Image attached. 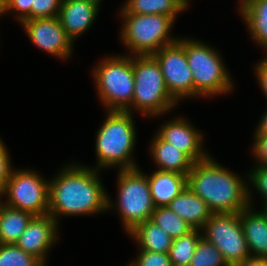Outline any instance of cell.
<instances>
[{
    "label": "cell",
    "mask_w": 267,
    "mask_h": 266,
    "mask_svg": "<svg viewBox=\"0 0 267 266\" xmlns=\"http://www.w3.org/2000/svg\"><path fill=\"white\" fill-rule=\"evenodd\" d=\"M96 168L67 166L49 182V212L60 215H90L112 209Z\"/></svg>",
    "instance_id": "obj_1"
},
{
    "label": "cell",
    "mask_w": 267,
    "mask_h": 266,
    "mask_svg": "<svg viewBox=\"0 0 267 266\" xmlns=\"http://www.w3.org/2000/svg\"><path fill=\"white\" fill-rule=\"evenodd\" d=\"M245 184L211 157L193 163L187 174V186L207 203L212 213H240L251 205Z\"/></svg>",
    "instance_id": "obj_2"
},
{
    "label": "cell",
    "mask_w": 267,
    "mask_h": 266,
    "mask_svg": "<svg viewBox=\"0 0 267 266\" xmlns=\"http://www.w3.org/2000/svg\"><path fill=\"white\" fill-rule=\"evenodd\" d=\"M107 115L96 136V169L114 165H118L120 170L137 168L131 158L136 142L132 113L109 110Z\"/></svg>",
    "instance_id": "obj_3"
},
{
    "label": "cell",
    "mask_w": 267,
    "mask_h": 266,
    "mask_svg": "<svg viewBox=\"0 0 267 266\" xmlns=\"http://www.w3.org/2000/svg\"><path fill=\"white\" fill-rule=\"evenodd\" d=\"M134 96L131 108L144 115H159L178 103L169 93L159 63L152 55H134Z\"/></svg>",
    "instance_id": "obj_4"
},
{
    "label": "cell",
    "mask_w": 267,
    "mask_h": 266,
    "mask_svg": "<svg viewBox=\"0 0 267 266\" xmlns=\"http://www.w3.org/2000/svg\"><path fill=\"white\" fill-rule=\"evenodd\" d=\"M124 18L121 39L135 55H152L178 38H169L174 19L160 14L137 15L121 9Z\"/></svg>",
    "instance_id": "obj_5"
},
{
    "label": "cell",
    "mask_w": 267,
    "mask_h": 266,
    "mask_svg": "<svg viewBox=\"0 0 267 266\" xmlns=\"http://www.w3.org/2000/svg\"><path fill=\"white\" fill-rule=\"evenodd\" d=\"M93 71L99 98L105 107L125 111L134 96L133 57L105 58Z\"/></svg>",
    "instance_id": "obj_6"
},
{
    "label": "cell",
    "mask_w": 267,
    "mask_h": 266,
    "mask_svg": "<svg viewBox=\"0 0 267 266\" xmlns=\"http://www.w3.org/2000/svg\"><path fill=\"white\" fill-rule=\"evenodd\" d=\"M183 48L193 76L194 96L229 92L232 81L217 51L191 39H183Z\"/></svg>",
    "instance_id": "obj_7"
},
{
    "label": "cell",
    "mask_w": 267,
    "mask_h": 266,
    "mask_svg": "<svg viewBox=\"0 0 267 266\" xmlns=\"http://www.w3.org/2000/svg\"><path fill=\"white\" fill-rule=\"evenodd\" d=\"M118 211L125 230L129 233L139 223L151 219L153 203L148 176L137 168L119 170Z\"/></svg>",
    "instance_id": "obj_8"
},
{
    "label": "cell",
    "mask_w": 267,
    "mask_h": 266,
    "mask_svg": "<svg viewBox=\"0 0 267 266\" xmlns=\"http://www.w3.org/2000/svg\"><path fill=\"white\" fill-rule=\"evenodd\" d=\"M202 229L205 232L202 237L222 253L229 266H235L251 257L240 222V213H212Z\"/></svg>",
    "instance_id": "obj_9"
},
{
    "label": "cell",
    "mask_w": 267,
    "mask_h": 266,
    "mask_svg": "<svg viewBox=\"0 0 267 266\" xmlns=\"http://www.w3.org/2000/svg\"><path fill=\"white\" fill-rule=\"evenodd\" d=\"M7 195L5 205L27 211L33 216L49 212V181L31 170H12L7 185L1 192Z\"/></svg>",
    "instance_id": "obj_10"
},
{
    "label": "cell",
    "mask_w": 267,
    "mask_h": 266,
    "mask_svg": "<svg viewBox=\"0 0 267 266\" xmlns=\"http://www.w3.org/2000/svg\"><path fill=\"white\" fill-rule=\"evenodd\" d=\"M159 63L165 85L170 95L179 99L194 96V82L188 60L183 48V40L163 46L152 54Z\"/></svg>",
    "instance_id": "obj_11"
},
{
    "label": "cell",
    "mask_w": 267,
    "mask_h": 266,
    "mask_svg": "<svg viewBox=\"0 0 267 266\" xmlns=\"http://www.w3.org/2000/svg\"><path fill=\"white\" fill-rule=\"evenodd\" d=\"M21 24L39 49L62 59L71 55L73 41L67 36L58 16L25 20Z\"/></svg>",
    "instance_id": "obj_12"
},
{
    "label": "cell",
    "mask_w": 267,
    "mask_h": 266,
    "mask_svg": "<svg viewBox=\"0 0 267 266\" xmlns=\"http://www.w3.org/2000/svg\"><path fill=\"white\" fill-rule=\"evenodd\" d=\"M57 222L50 215L33 216L16 245L23 251L36 257L43 265L46 253L57 239Z\"/></svg>",
    "instance_id": "obj_13"
},
{
    "label": "cell",
    "mask_w": 267,
    "mask_h": 266,
    "mask_svg": "<svg viewBox=\"0 0 267 266\" xmlns=\"http://www.w3.org/2000/svg\"><path fill=\"white\" fill-rule=\"evenodd\" d=\"M163 125L158 135L175 148L184 152L194 163L209 156L202 149V135L184 118H176Z\"/></svg>",
    "instance_id": "obj_14"
},
{
    "label": "cell",
    "mask_w": 267,
    "mask_h": 266,
    "mask_svg": "<svg viewBox=\"0 0 267 266\" xmlns=\"http://www.w3.org/2000/svg\"><path fill=\"white\" fill-rule=\"evenodd\" d=\"M99 6L83 0H62L58 18L67 36L75 38L87 31L98 14Z\"/></svg>",
    "instance_id": "obj_15"
},
{
    "label": "cell",
    "mask_w": 267,
    "mask_h": 266,
    "mask_svg": "<svg viewBox=\"0 0 267 266\" xmlns=\"http://www.w3.org/2000/svg\"><path fill=\"white\" fill-rule=\"evenodd\" d=\"M168 207L193 229L201 230L212 215L207 203L188 186L170 202Z\"/></svg>",
    "instance_id": "obj_16"
},
{
    "label": "cell",
    "mask_w": 267,
    "mask_h": 266,
    "mask_svg": "<svg viewBox=\"0 0 267 266\" xmlns=\"http://www.w3.org/2000/svg\"><path fill=\"white\" fill-rule=\"evenodd\" d=\"M250 205L240 212L245 239L251 257L267 258V217L263 212H253Z\"/></svg>",
    "instance_id": "obj_17"
},
{
    "label": "cell",
    "mask_w": 267,
    "mask_h": 266,
    "mask_svg": "<svg viewBox=\"0 0 267 266\" xmlns=\"http://www.w3.org/2000/svg\"><path fill=\"white\" fill-rule=\"evenodd\" d=\"M148 183L155 207H164L187 186V175L157 170L148 177Z\"/></svg>",
    "instance_id": "obj_18"
},
{
    "label": "cell",
    "mask_w": 267,
    "mask_h": 266,
    "mask_svg": "<svg viewBox=\"0 0 267 266\" xmlns=\"http://www.w3.org/2000/svg\"><path fill=\"white\" fill-rule=\"evenodd\" d=\"M150 151L160 171L176 172L187 175L193 166V161L182 151L155 135Z\"/></svg>",
    "instance_id": "obj_19"
},
{
    "label": "cell",
    "mask_w": 267,
    "mask_h": 266,
    "mask_svg": "<svg viewBox=\"0 0 267 266\" xmlns=\"http://www.w3.org/2000/svg\"><path fill=\"white\" fill-rule=\"evenodd\" d=\"M239 11L254 41L267 49V0H240Z\"/></svg>",
    "instance_id": "obj_20"
},
{
    "label": "cell",
    "mask_w": 267,
    "mask_h": 266,
    "mask_svg": "<svg viewBox=\"0 0 267 266\" xmlns=\"http://www.w3.org/2000/svg\"><path fill=\"white\" fill-rule=\"evenodd\" d=\"M129 235L137 241L141 250L169 253L173 238L151 220L139 223Z\"/></svg>",
    "instance_id": "obj_21"
},
{
    "label": "cell",
    "mask_w": 267,
    "mask_h": 266,
    "mask_svg": "<svg viewBox=\"0 0 267 266\" xmlns=\"http://www.w3.org/2000/svg\"><path fill=\"white\" fill-rule=\"evenodd\" d=\"M33 215L1 203L0 244H16Z\"/></svg>",
    "instance_id": "obj_22"
},
{
    "label": "cell",
    "mask_w": 267,
    "mask_h": 266,
    "mask_svg": "<svg viewBox=\"0 0 267 266\" xmlns=\"http://www.w3.org/2000/svg\"><path fill=\"white\" fill-rule=\"evenodd\" d=\"M188 0H127L124 8L137 15L160 14L172 17L186 10Z\"/></svg>",
    "instance_id": "obj_23"
},
{
    "label": "cell",
    "mask_w": 267,
    "mask_h": 266,
    "mask_svg": "<svg viewBox=\"0 0 267 266\" xmlns=\"http://www.w3.org/2000/svg\"><path fill=\"white\" fill-rule=\"evenodd\" d=\"M199 231V229H192L187 234L173 239L169 250L172 266H189L196 246L202 237Z\"/></svg>",
    "instance_id": "obj_24"
},
{
    "label": "cell",
    "mask_w": 267,
    "mask_h": 266,
    "mask_svg": "<svg viewBox=\"0 0 267 266\" xmlns=\"http://www.w3.org/2000/svg\"><path fill=\"white\" fill-rule=\"evenodd\" d=\"M150 220L173 239L179 238L193 229L168 206L155 207Z\"/></svg>",
    "instance_id": "obj_25"
},
{
    "label": "cell",
    "mask_w": 267,
    "mask_h": 266,
    "mask_svg": "<svg viewBox=\"0 0 267 266\" xmlns=\"http://www.w3.org/2000/svg\"><path fill=\"white\" fill-rule=\"evenodd\" d=\"M189 266H229L222 253L208 240L201 237Z\"/></svg>",
    "instance_id": "obj_26"
},
{
    "label": "cell",
    "mask_w": 267,
    "mask_h": 266,
    "mask_svg": "<svg viewBox=\"0 0 267 266\" xmlns=\"http://www.w3.org/2000/svg\"><path fill=\"white\" fill-rule=\"evenodd\" d=\"M0 266H43V264L16 244H0Z\"/></svg>",
    "instance_id": "obj_27"
},
{
    "label": "cell",
    "mask_w": 267,
    "mask_h": 266,
    "mask_svg": "<svg viewBox=\"0 0 267 266\" xmlns=\"http://www.w3.org/2000/svg\"><path fill=\"white\" fill-rule=\"evenodd\" d=\"M62 0H33L31 19L52 18L59 14Z\"/></svg>",
    "instance_id": "obj_28"
},
{
    "label": "cell",
    "mask_w": 267,
    "mask_h": 266,
    "mask_svg": "<svg viewBox=\"0 0 267 266\" xmlns=\"http://www.w3.org/2000/svg\"><path fill=\"white\" fill-rule=\"evenodd\" d=\"M129 266H172L169 253L140 250L137 260Z\"/></svg>",
    "instance_id": "obj_29"
},
{
    "label": "cell",
    "mask_w": 267,
    "mask_h": 266,
    "mask_svg": "<svg viewBox=\"0 0 267 266\" xmlns=\"http://www.w3.org/2000/svg\"><path fill=\"white\" fill-rule=\"evenodd\" d=\"M33 0H7L6 6L0 16L7 13L10 10H16L20 23L25 20H31V6Z\"/></svg>",
    "instance_id": "obj_30"
},
{
    "label": "cell",
    "mask_w": 267,
    "mask_h": 266,
    "mask_svg": "<svg viewBox=\"0 0 267 266\" xmlns=\"http://www.w3.org/2000/svg\"><path fill=\"white\" fill-rule=\"evenodd\" d=\"M250 173L249 178L251 179L252 186L256 187L258 192L262 194L264 200L267 202V166H256Z\"/></svg>",
    "instance_id": "obj_31"
},
{
    "label": "cell",
    "mask_w": 267,
    "mask_h": 266,
    "mask_svg": "<svg viewBox=\"0 0 267 266\" xmlns=\"http://www.w3.org/2000/svg\"><path fill=\"white\" fill-rule=\"evenodd\" d=\"M4 143L0 140V192L3 191L7 185V181L12 172L11 161L9 158V152Z\"/></svg>",
    "instance_id": "obj_32"
},
{
    "label": "cell",
    "mask_w": 267,
    "mask_h": 266,
    "mask_svg": "<svg viewBox=\"0 0 267 266\" xmlns=\"http://www.w3.org/2000/svg\"><path fill=\"white\" fill-rule=\"evenodd\" d=\"M253 154L258 159L259 166H267V135L255 134Z\"/></svg>",
    "instance_id": "obj_33"
},
{
    "label": "cell",
    "mask_w": 267,
    "mask_h": 266,
    "mask_svg": "<svg viewBox=\"0 0 267 266\" xmlns=\"http://www.w3.org/2000/svg\"><path fill=\"white\" fill-rule=\"evenodd\" d=\"M255 71L262 91L267 98V56L257 64Z\"/></svg>",
    "instance_id": "obj_34"
},
{
    "label": "cell",
    "mask_w": 267,
    "mask_h": 266,
    "mask_svg": "<svg viewBox=\"0 0 267 266\" xmlns=\"http://www.w3.org/2000/svg\"><path fill=\"white\" fill-rule=\"evenodd\" d=\"M235 266H267V258L249 257Z\"/></svg>",
    "instance_id": "obj_35"
},
{
    "label": "cell",
    "mask_w": 267,
    "mask_h": 266,
    "mask_svg": "<svg viewBox=\"0 0 267 266\" xmlns=\"http://www.w3.org/2000/svg\"><path fill=\"white\" fill-rule=\"evenodd\" d=\"M255 134H266L267 135V112L262 116L261 121L258 124Z\"/></svg>",
    "instance_id": "obj_36"
},
{
    "label": "cell",
    "mask_w": 267,
    "mask_h": 266,
    "mask_svg": "<svg viewBox=\"0 0 267 266\" xmlns=\"http://www.w3.org/2000/svg\"><path fill=\"white\" fill-rule=\"evenodd\" d=\"M7 0H0V15L2 14L5 6H6Z\"/></svg>",
    "instance_id": "obj_37"
},
{
    "label": "cell",
    "mask_w": 267,
    "mask_h": 266,
    "mask_svg": "<svg viewBox=\"0 0 267 266\" xmlns=\"http://www.w3.org/2000/svg\"><path fill=\"white\" fill-rule=\"evenodd\" d=\"M83 1L91 2V3H94L95 5L99 6L100 5L99 3L101 0H83Z\"/></svg>",
    "instance_id": "obj_38"
},
{
    "label": "cell",
    "mask_w": 267,
    "mask_h": 266,
    "mask_svg": "<svg viewBox=\"0 0 267 266\" xmlns=\"http://www.w3.org/2000/svg\"><path fill=\"white\" fill-rule=\"evenodd\" d=\"M267 217V202L264 203V211H262Z\"/></svg>",
    "instance_id": "obj_39"
},
{
    "label": "cell",
    "mask_w": 267,
    "mask_h": 266,
    "mask_svg": "<svg viewBox=\"0 0 267 266\" xmlns=\"http://www.w3.org/2000/svg\"><path fill=\"white\" fill-rule=\"evenodd\" d=\"M1 198H2V194H1V192H0V200H1ZM1 203H2V202L0 201V205H1Z\"/></svg>",
    "instance_id": "obj_40"
}]
</instances>
